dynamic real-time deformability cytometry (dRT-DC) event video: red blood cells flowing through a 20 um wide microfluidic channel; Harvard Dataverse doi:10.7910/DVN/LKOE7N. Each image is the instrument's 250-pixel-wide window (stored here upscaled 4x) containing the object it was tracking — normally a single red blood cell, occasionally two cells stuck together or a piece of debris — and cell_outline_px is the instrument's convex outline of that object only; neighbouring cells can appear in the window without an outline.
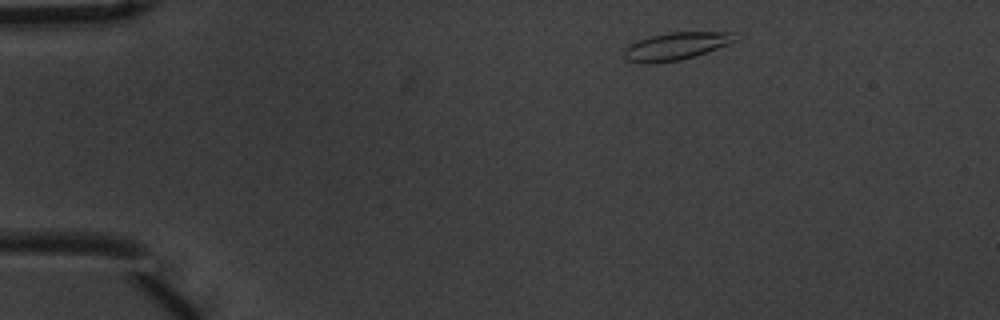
{"species": "common noctule bat (a hibernating species)", "species_latin": "Nyctalus noctula", "temperature_condition": "warm", "stored_images_in_passage": 3, "camera_frame_rate_fps": 3000, "um_per_image_px": 0.085, "animal": {"sex": "male", "body_mass_g": 20.1, "forearm_length_mm": 53.5}, "frame": {"image": 1, "passage_image": 1, "time_ms": 0.0, "image_size_px": [1000, 320], "cell_outline_px": [[736, 40], [728, 44], [696, 56], [680, 60], [652, 64], [628, 60], [624, 56], [624, 48], [628, 44], [636, 40], [648, 36], [668, 32], [736, 32]], "centroid_in_image_um": [57.43, 3.91], "position_along_channel_um": 27.6, "area_um2": 17.98}}